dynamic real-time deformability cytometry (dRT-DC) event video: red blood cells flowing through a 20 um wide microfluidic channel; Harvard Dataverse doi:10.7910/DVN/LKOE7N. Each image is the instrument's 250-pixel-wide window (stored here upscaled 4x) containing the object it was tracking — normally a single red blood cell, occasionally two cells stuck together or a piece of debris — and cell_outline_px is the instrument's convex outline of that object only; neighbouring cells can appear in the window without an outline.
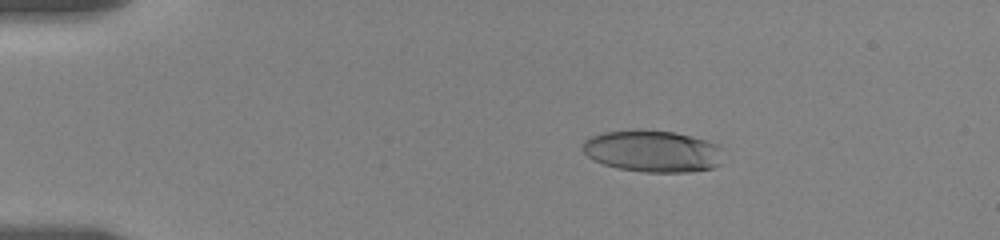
{"species": "human", "species_latin": "Homo sapiens", "temperature_condition": "room temperature", "stored_images_in_passage": 76, "camera_frame_rate_fps": 3000, "um_per_image_px": 0.085, "donor": {"sex": "female"}, "frame": {"image": 1, "passage_image": 14, "time_ms": 3.333, "image_size_px": [1000, 240], "cell_outline_px": [[724, 148], [720, 164], [716, 168], [688, 172], [644, 172], [616, 168], [604, 164], [588, 156], [584, 152], [584, 140], [588, 136], [604, 132], [636, 128], [676, 132], [708, 140], [720, 144]], "centroid_in_image_um": [55.54, 12.83], "position_along_channel_um": 29.5, "area_um2": 35.03}}
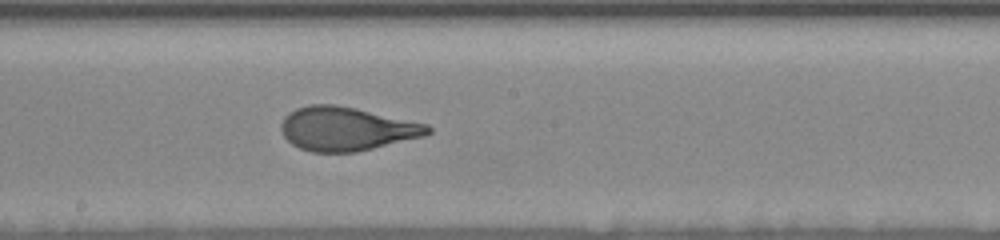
{"frame": {"image": 2, "passage_image": 46, "time_ms": 10.667, "image_size_px": [1000, 240], "cell_outline_px": [[432, 132], [424, 136], [356, 152], [312, 152], [300, 148], [292, 144], [284, 136], [280, 128], [280, 124], [284, 116], [288, 112], [296, 108], [308, 104], [336, 104], [356, 108], [428, 124], [432, 128]], "centroid_in_image_um": [29.43, 10.94], "position_along_channel_um": 218.8, "area_um2": 37.51}}
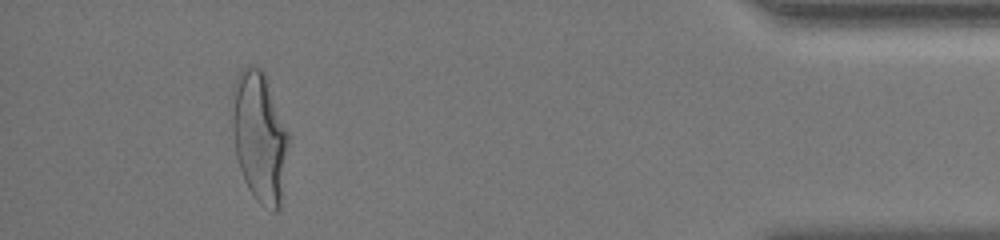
{"frame": {"image": 3, "passage_image": 75, "time_ms": 17.667, "image_size_px": [1000, 240], "cell_outline_px": [[288, 144], [280, 208], [276, 212], [272, 212], [260, 204], [256, 200], [248, 188], [244, 180], [236, 156], [232, 128], [232, 112], [236, 76], [248, 64], [252, 64], [260, 68], [264, 72], [288, 132]], "centroid_in_image_um": [22.06, 11.66], "position_along_channel_um": 413.1, "area_um2": 42.43}, "authors_computed_cell_mechanics": {"area_um2": 37.0209, "velocity_mm_per_s": 3.518, "shape_relaxation_time_tau1_ms": 4.309, "shape_relaxation_time_tau2_ms": null, "deformation_change_tau1": 0.2276, "deformation_change_tau2": null}}